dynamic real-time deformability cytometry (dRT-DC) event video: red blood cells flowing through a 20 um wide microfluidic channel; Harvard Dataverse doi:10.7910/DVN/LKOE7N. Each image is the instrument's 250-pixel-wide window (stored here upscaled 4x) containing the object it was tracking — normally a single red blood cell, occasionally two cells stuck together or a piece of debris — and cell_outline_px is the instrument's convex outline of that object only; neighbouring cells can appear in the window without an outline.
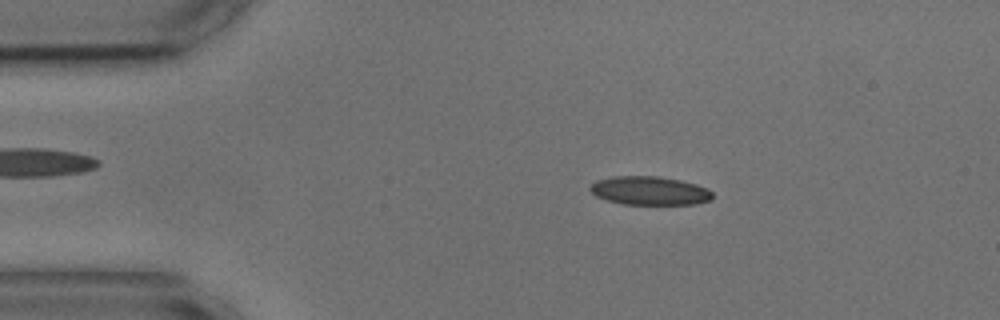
{"species": "common noctule bat (a hibernating species)", "species_latin": "Nyctalus noctula", "temperature_condition": "cold", "stored_images_in_passage": 54, "camera_frame_rate_fps": 3000, "um_per_image_px": 0.085, "animal": {"sex": "male", "body_mass_g": 17.9, "forearm_length_mm": 54.2}, "frame": {"image": 1, "passage_image": 9, "time_ms": 2.667, "image_size_px": [1000, 320], "cell_outline_px": [[712, 200], [696, 204], [624, 204], [608, 200], [596, 196], [588, 188], [596, 180], [612, 176], [656, 176], [680, 180], [696, 184], [708, 188], [712, 192]], "centroid_in_image_um": [55.23, 16.2], "position_along_channel_um": 29.8, "area_um2": 20.4}}
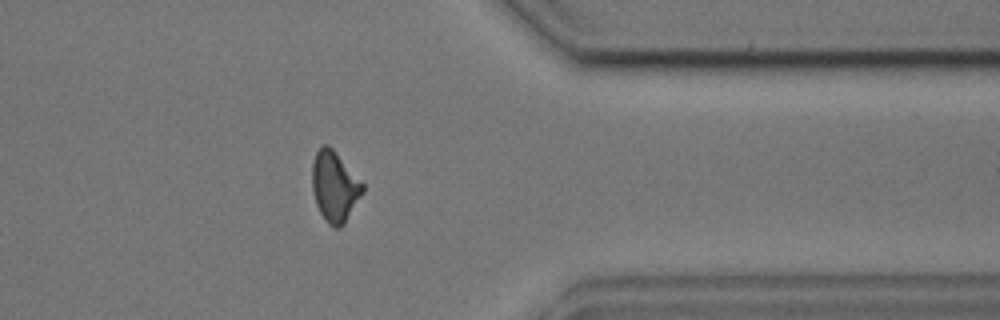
{"frame": {"image": 2, "passage_image": 43, "time_ms": 14.0, "image_size_px": [1000, 320], "cell_outline_px": [[364, 192], [344, 224], [340, 228], [336, 228], [328, 224], [320, 212], [316, 204], [312, 192], [312, 164], [316, 152], [324, 144], [328, 144], [332, 148], [364, 184]], "centroid_in_image_um": [28.44, 15.87], "position_along_channel_um": 383.0, "area_um2": 20.69}}
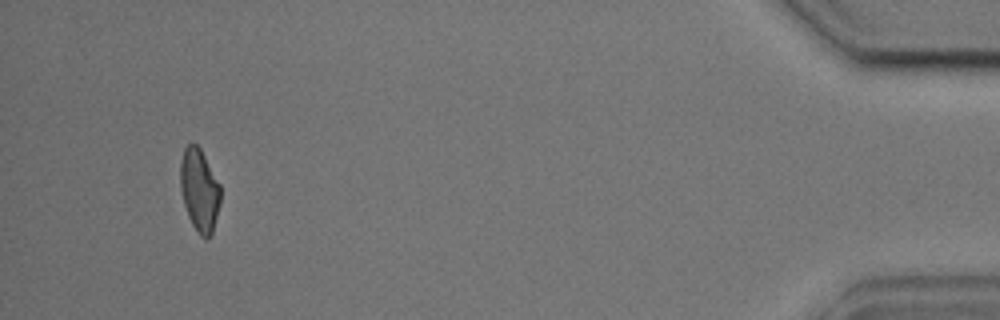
{"frame": {"image": 3, "passage_image": 51, "time_ms": 16.667, "image_size_px": [1000, 320], "cell_outline_px": [[220, 204], [212, 232], [208, 240], [204, 240], [200, 236], [192, 224], [188, 216], [184, 204], [180, 188], [180, 160], [184, 148], [188, 144], [196, 144], [200, 148], [220, 184]], "centroid_in_image_um": [16.94, 16.17], "position_along_channel_um": 418.3, "area_um2": 19.42}, "authors_computed_cell_mechanics": {"area_um2": 20.4612, "velocity_mm_per_s": 3.624, "shape_relaxation_time_tau1_ms": 4.4589, "shape_relaxation_time_tau2_ms": 1.8842, "deformation_change_tau1": 0.1294, "deformation_change_tau2": 0.0841}}